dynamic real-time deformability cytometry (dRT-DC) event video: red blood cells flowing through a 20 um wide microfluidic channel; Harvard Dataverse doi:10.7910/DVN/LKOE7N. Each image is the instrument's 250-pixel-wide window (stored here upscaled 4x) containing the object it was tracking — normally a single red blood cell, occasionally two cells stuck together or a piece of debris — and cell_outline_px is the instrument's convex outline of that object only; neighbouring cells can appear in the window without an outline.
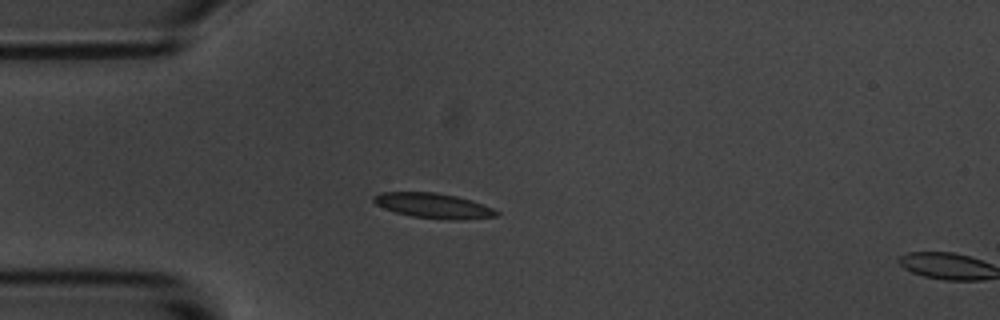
{"species": "common noctule bat (a hibernating species)", "species_latin": "Nyctalus noctula", "temperature_condition": "room temperature", "stored_images_in_passage": 5, "segment_of_instrument_passage": [1, 2], "camera_frame_rate_fps": 3000, "um_per_image_px": 0.085, "animal": {"sex": "male", "body_mass_g": 20.1, "forearm_length_mm": 53.5}, "frame": {"image": 1, "passage_image": 4, "time_ms": 4.333, "image_size_px": [1000, 320], "cell_outline_px": [[500, 212], [496, 216], [460, 220], [452, 220], [412, 216], [396, 212], [384, 208], [376, 204], [372, 200], [372, 196], [380, 192], [436, 192], [456, 196], [472, 200], [492, 208]], "centroid_in_image_um": [36.82, 17.47], "position_along_channel_um": 48.2, "area_um2": 17.86}}